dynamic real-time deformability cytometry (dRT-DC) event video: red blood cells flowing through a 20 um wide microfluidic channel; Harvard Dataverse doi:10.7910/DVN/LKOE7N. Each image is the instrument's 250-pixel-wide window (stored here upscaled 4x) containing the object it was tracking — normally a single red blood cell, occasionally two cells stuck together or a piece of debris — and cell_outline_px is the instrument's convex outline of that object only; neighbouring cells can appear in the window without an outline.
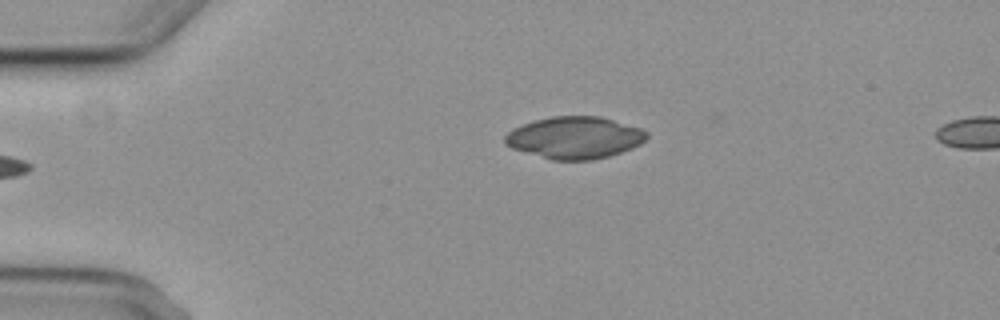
{"species": "common noctule bat (a hibernating species)", "species_latin": "Nyctalus noctula", "temperature_condition": "cold", "stored_images_in_passage": 4, "camera_frame_rate_fps": 3000, "um_per_image_px": 0.085, "animal": {"sex": "female", "body_mass_g": 29.2, "forearm_length_mm": 56.3}, "frame": {"image": 1, "passage_image": 4, "time_ms": 4.333, "image_size_px": [1000, 320], "cell_outline_px": [[648, 136], [640, 144], [632, 148], [608, 156], [592, 160], [552, 160], [512, 148], [504, 144], [504, 136], [512, 128], [536, 120], [552, 116], [600, 116], [640, 128], [648, 132]], "centroid_in_image_um": [48.83, 11.7], "position_along_channel_um": 36.2, "area_um2": 34.56}}